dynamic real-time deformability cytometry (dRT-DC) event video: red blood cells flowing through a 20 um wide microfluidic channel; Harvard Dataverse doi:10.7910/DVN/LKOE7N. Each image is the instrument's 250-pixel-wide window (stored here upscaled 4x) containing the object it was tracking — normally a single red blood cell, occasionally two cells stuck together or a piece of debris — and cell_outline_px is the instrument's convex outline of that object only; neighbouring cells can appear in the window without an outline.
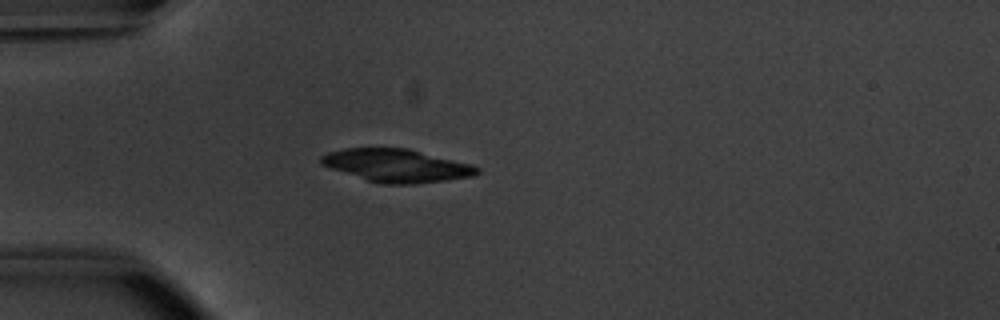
{"species": "common noctule bat (a hibernating species)", "species_latin": "Nyctalus noctula", "temperature_condition": "warm", "stored_images_in_passage": 38, "camera_frame_rate_fps": 3000, "um_per_image_px": 0.085, "animal": {"sex": "male", "body_mass_g": 20.1, "forearm_length_mm": 53.5}, "frame": {"image": 1, "passage_image": 1, "time_ms": 0.0, "image_size_px": [1000, 320], "cell_outline_px": [[480, 172], [472, 176], [416, 184], [380, 184], [320, 164], [320, 156], [328, 152], [344, 148], [408, 148], [472, 164], [480, 168]], "centroid_in_image_um": [33.73, 14.06], "position_along_channel_um": 51.3, "area_um2": 29.77}}